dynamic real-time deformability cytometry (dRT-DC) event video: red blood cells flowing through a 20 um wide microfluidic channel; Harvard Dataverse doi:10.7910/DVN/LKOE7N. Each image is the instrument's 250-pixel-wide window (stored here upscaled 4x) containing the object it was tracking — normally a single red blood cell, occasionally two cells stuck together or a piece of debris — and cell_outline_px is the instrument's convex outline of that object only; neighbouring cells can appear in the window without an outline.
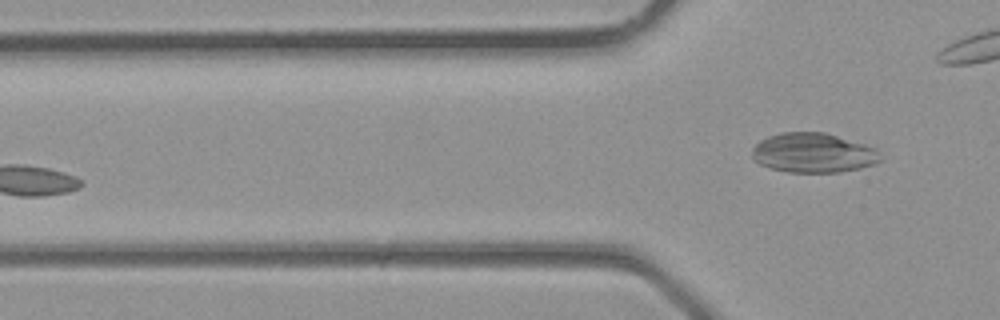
{"species": "common noctule bat (a hibernating species)", "species_latin": "Nyctalus noctula", "temperature_condition": "room temperature", "stored_images_in_passage": 4, "camera_frame_rate_fps": 3000, "um_per_image_px": 0.085, "animal": {"sex": "male", "body_mass_g": 23.1, "forearm_length_mm": 52.7}, "frame": {"image": 1, "passage_image": 4, "time_ms": 1.0, "image_size_px": [1000, 320], "cell_outline_px": [[880, 160], [872, 164], [860, 168], [840, 172], [788, 172], [772, 168], [760, 164], [752, 160], [752, 148], [760, 140], [768, 136], [780, 132], [824, 132], [864, 144], [876, 148]], "centroid_in_image_um": [69.07, 12.99], "position_along_channel_um": 56.7, "area_um2": 29.48}}